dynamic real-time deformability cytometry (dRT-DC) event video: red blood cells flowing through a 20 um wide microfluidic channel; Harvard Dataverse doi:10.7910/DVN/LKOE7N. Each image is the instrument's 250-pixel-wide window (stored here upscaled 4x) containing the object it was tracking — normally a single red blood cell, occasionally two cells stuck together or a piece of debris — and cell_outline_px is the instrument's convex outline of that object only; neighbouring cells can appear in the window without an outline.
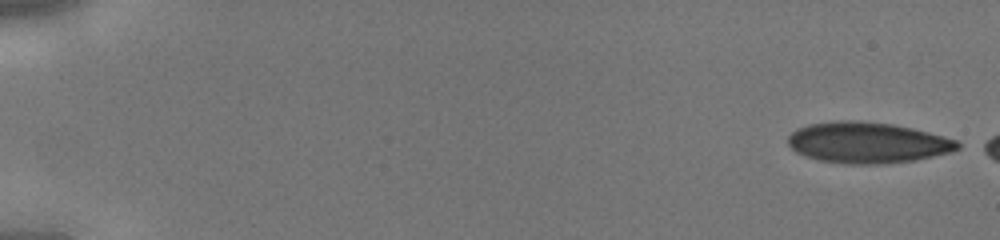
{"species": "human", "species_latin": "Homo sapiens", "temperature_condition": "cold", "stored_images_in_passage": 43, "camera_frame_rate_fps": 3000, "um_per_image_px": 0.085, "donor": {"sex": "male"}, "frame": {"image": 1, "passage_image": 1, "time_ms": 0.0, "image_size_px": [1000, 240], "cell_outline_px": [[960, 148], [952, 152], [916, 160], [884, 164], [848, 164], [820, 160], [796, 152], [788, 144], [788, 136], [796, 128], [808, 124], [840, 120], [852, 120], [892, 124], [912, 128], [928, 132], [956, 140], [960, 144]], "centroid_in_image_um": [73.74, 12.12], "position_along_channel_um": 11.3, "area_um2": 40.46}}
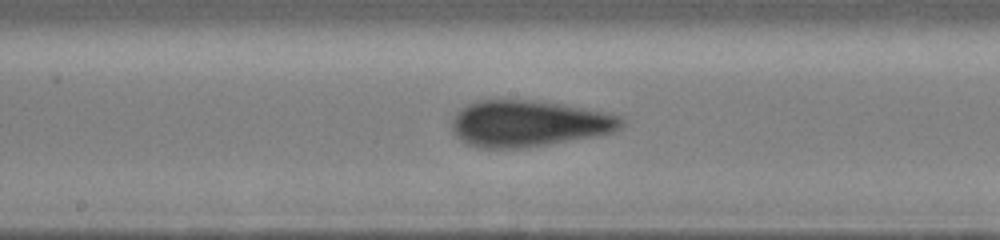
{"frame": {"image": 2, "passage_image": 24, "time_ms": 7.667, "image_size_px": [1000, 240], "cell_outline_px": [[624, 124], [616, 132], [600, 136], [548, 144], [520, 148], [480, 148], [468, 144], [460, 140], [452, 132], [452, 120], [456, 112], [460, 108], [476, 100], [536, 100], [608, 112], [620, 116], [624, 120]], "centroid_in_image_um": [44.96, 10.5], "position_along_channel_um": 203.2, "area_um2": 46.18}}
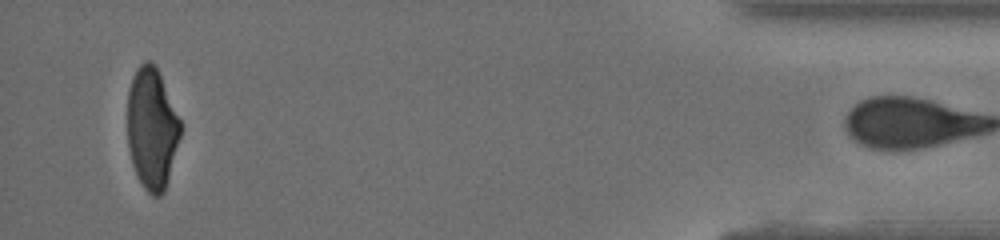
{"frame": {"image": 3, "passage_image": 42, "time_ms": 13.667, "image_size_px": [1000, 240], "cell_outline_px": [[180, 136], [164, 192], [160, 196], [152, 196], [144, 188], [132, 164], [128, 148], [128, 92], [132, 76], [136, 68], [144, 60], [148, 60], [156, 64], [180, 120]], "centroid_in_image_um": [12.89, 10.88], "position_along_channel_um": 422.3, "area_um2": 37.28}}